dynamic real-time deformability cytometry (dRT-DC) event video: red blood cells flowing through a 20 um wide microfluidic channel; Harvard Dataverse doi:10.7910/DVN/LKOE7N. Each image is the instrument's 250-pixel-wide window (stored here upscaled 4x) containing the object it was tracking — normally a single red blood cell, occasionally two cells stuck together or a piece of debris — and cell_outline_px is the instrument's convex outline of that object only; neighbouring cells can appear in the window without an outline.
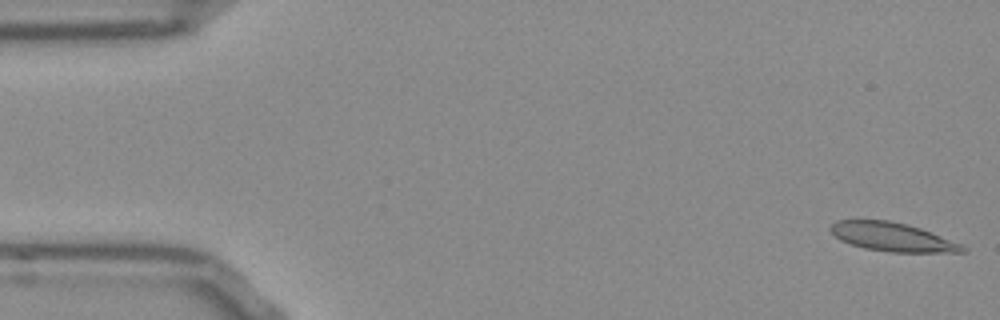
{"species": "Egyptian fruit bat (a non-hibernating species)", "species_latin": "Rousettus aegyptiacus", "temperature_condition": "room temperature", "stored_images_in_passage": 15, "camera_frame_rate_fps": 3000, "um_per_image_px": 0.085, "frame": {"image": 1, "passage_image": 1, "time_ms": 0.0, "image_size_px": [1000, 320], "cell_outline_px": [[968, 252], [892, 252], [864, 248], [840, 240], [828, 228], [836, 220], [888, 220], [908, 224], [920, 228], [960, 244], [968, 248]], "centroid_in_image_um": [75.84, 20.14], "position_along_channel_um": 9.2, "area_um2": 21.85}}
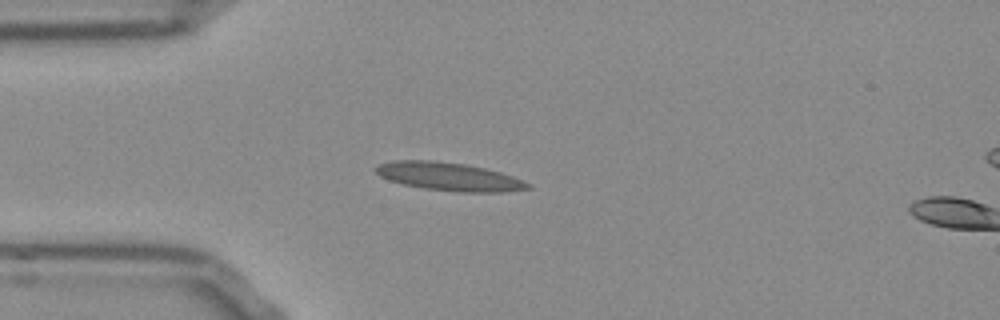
{"frame": {"image": 2, "passage_image": 13, "time_ms": 4.0, "image_size_px": [1000, 320], "cell_outline_px": [[532, 188], [504, 192], [460, 192], [424, 188], [404, 184], [388, 180], [380, 176], [372, 168], [380, 164], [392, 160], [432, 160], [464, 164], [484, 168], [500, 172], [512, 176], [532, 184]], "centroid_in_image_um": [38.16, 15.01], "position_along_channel_um": 46.8, "area_um2": 24.97}}